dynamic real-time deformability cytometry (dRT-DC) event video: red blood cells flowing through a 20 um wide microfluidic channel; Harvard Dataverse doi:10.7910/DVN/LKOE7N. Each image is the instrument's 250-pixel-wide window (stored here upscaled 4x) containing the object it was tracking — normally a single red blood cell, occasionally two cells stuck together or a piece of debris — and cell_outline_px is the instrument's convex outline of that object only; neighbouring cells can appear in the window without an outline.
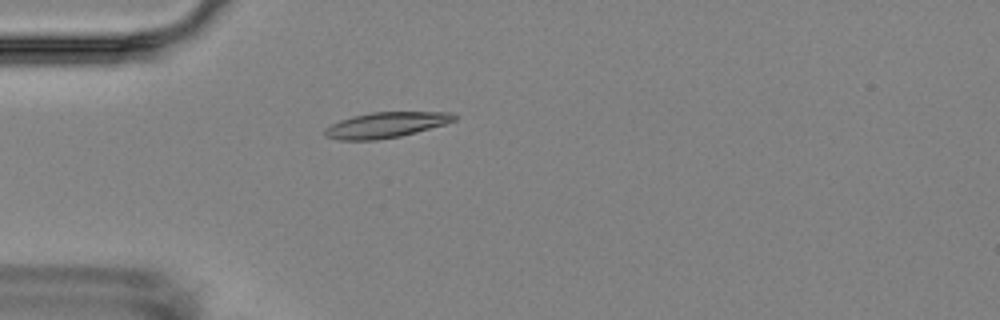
{"species": "Egyptian fruit bat (a non-hibernating species)", "species_latin": "Rousettus aegyptiacus", "temperature_condition": "room temperature", "stored_images_in_passage": 3, "camera_frame_rate_fps": 3000, "um_per_image_px": 0.085, "animal": {"sex": "female"}, "frame": {"image": 1, "passage_image": 3, "time_ms": 2.333, "image_size_px": [1000, 320], "cell_outline_px": [[456, 120], [444, 124], [416, 132], [400, 136], [376, 140], [340, 140], [324, 136], [324, 128], [340, 120], [352, 116], [372, 112], [452, 112], [456, 116]], "centroid_in_image_um": [32.78, 10.62], "position_along_channel_um": 52.2, "area_um2": 19.19}}